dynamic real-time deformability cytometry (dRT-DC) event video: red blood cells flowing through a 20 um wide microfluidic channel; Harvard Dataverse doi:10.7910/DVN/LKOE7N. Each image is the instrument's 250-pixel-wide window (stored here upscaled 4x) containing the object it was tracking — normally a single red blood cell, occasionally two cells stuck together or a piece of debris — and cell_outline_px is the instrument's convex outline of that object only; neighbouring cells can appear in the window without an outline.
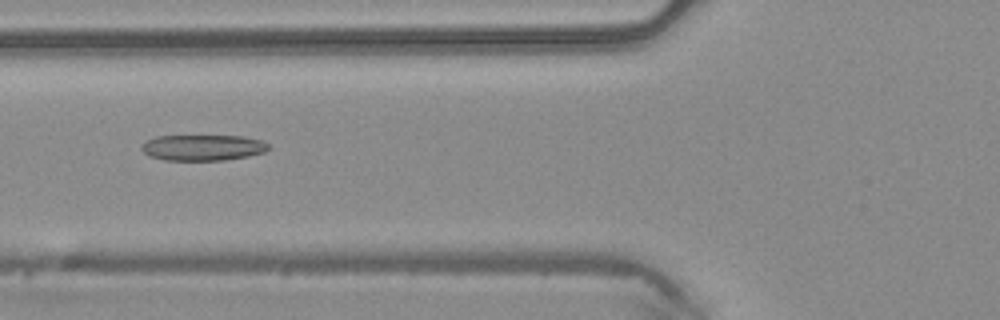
{"species": "common noctule bat (a hibernating species)", "species_latin": "Nyctalus noctula", "temperature_condition": "warm", "stored_images_in_passage": 47, "segment_of_instrument_passage": [1, 2], "camera_frame_rate_fps": 3000, "um_per_image_px": 0.085, "animal": {"sex": "male", "body_mass_g": 20.4}, "frame": {"image": 1, "passage_image": 16, "time_ms": 5.0, "image_size_px": [1000, 320], "cell_outline_px": [[268, 148], [264, 152], [248, 156], [224, 160], [164, 160], [148, 156], [140, 148], [148, 140], [156, 136], [244, 136], [260, 140], [268, 144]], "centroid_in_image_um": [17.22, 12.55], "position_along_channel_um": 108.6, "area_um2": 19.02}}
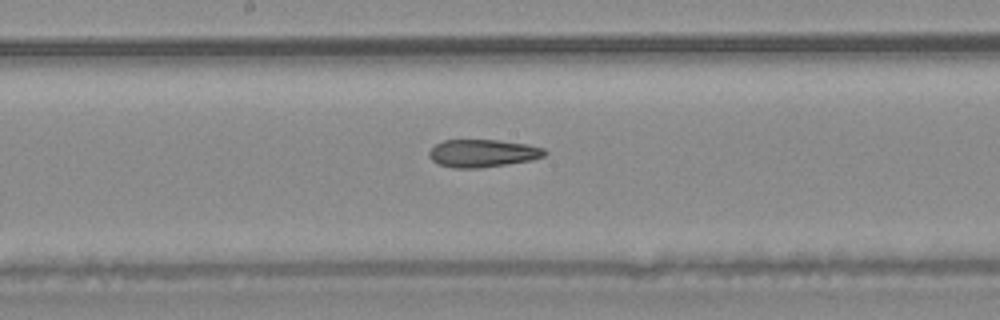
{"frame": {"image": 2, "passage_image": 23, "time_ms": 7.333, "image_size_px": [1000, 320], "cell_outline_px": [[548, 152], [544, 156], [532, 160], [480, 168], [452, 168], [440, 164], [432, 160], [428, 156], [428, 152], [436, 144], [444, 140], [500, 140], [528, 144], [544, 148]], "centroid_in_image_um": [41.04, 13.02], "position_along_channel_um": 207.2, "area_um2": 18.73}}
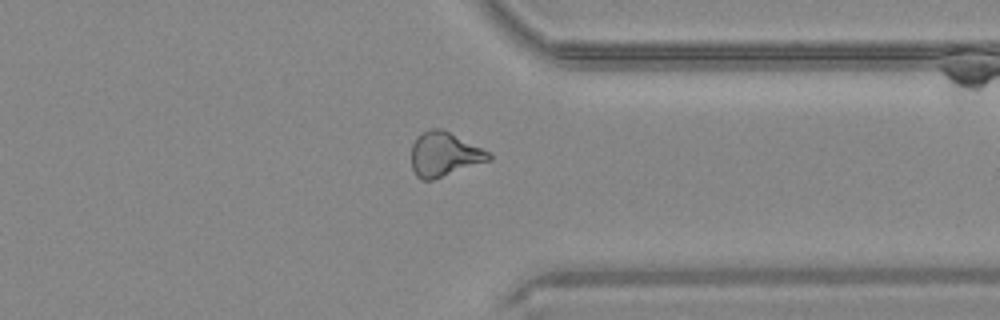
{"frame": {"image": 3, "passage_image": 35, "time_ms": 11.333, "image_size_px": [1000, 320], "cell_outline_px": [[492, 160], [432, 180], [420, 180], [416, 176], [412, 168], [412, 144], [416, 136], [428, 128], [444, 128], [488, 152], [492, 156]], "centroid_in_image_um": [37.74, 13.1], "position_along_channel_um": 373.7, "area_um2": 20.17}}